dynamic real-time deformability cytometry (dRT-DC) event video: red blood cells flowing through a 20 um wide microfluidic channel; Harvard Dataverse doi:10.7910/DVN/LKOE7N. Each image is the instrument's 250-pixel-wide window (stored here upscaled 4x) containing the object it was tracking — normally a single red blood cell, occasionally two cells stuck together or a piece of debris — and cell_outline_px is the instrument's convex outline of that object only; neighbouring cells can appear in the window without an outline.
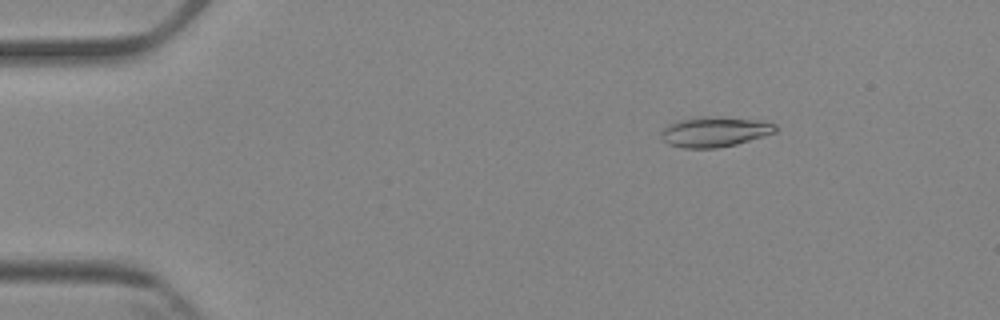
{"species": "Egyptian fruit bat (a non-hibernating species)", "species_latin": "Rousettus aegyptiacus", "temperature_condition": "cold", "stored_images_in_passage": 5, "camera_frame_rate_fps": 3000, "um_per_image_px": 0.085, "animal": {"sex": "female"}, "frame": {"image": 1, "passage_image": 2, "time_ms": 2.0, "image_size_px": [1000, 320], "cell_outline_px": [[776, 132], [764, 136], [736, 144], [716, 148], [684, 148], [668, 144], [660, 136], [664, 128], [668, 124], [680, 120], [700, 116], [716, 116], [764, 120], [776, 124]], "centroid_in_image_um": [60.77, 11.19], "position_along_channel_um": 24.2, "area_um2": 20.23}}
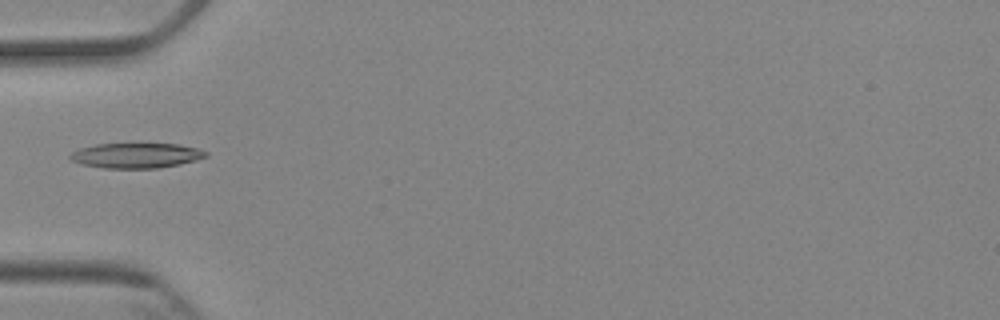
{"frame": {"image": 2, "passage_image": 5, "time_ms": 5.333, "image_size_px": [1000, 320], "cell_outline_px": [[208, 156], [196, 160], [180, 164], [160, 168], [104, 168], [80, 164], [72, 160], [68, 156], [72, 152], [80, 148], [96, 144], [176, 144], [196, 148], [208, 152]], "centroid_in_image_um": [11.57, 13.22], "position_along_channel_um": 73.4, "area_um2": 19.77}}